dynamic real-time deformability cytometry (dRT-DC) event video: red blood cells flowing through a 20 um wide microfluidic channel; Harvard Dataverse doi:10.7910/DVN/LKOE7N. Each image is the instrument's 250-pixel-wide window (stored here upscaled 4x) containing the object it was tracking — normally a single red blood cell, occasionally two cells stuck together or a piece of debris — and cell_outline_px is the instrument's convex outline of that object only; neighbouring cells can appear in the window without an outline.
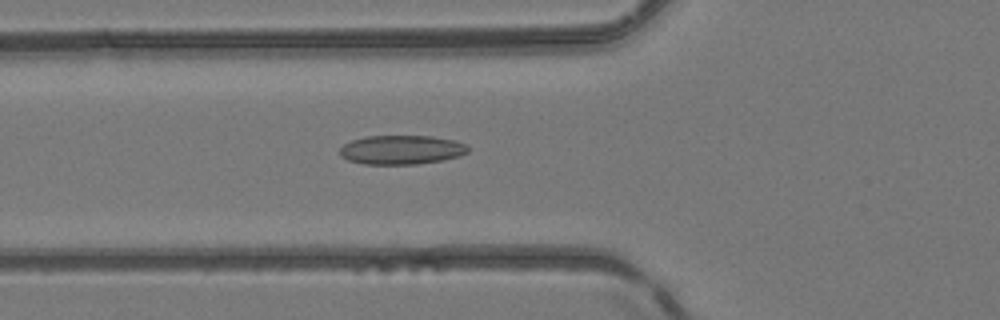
{"species": "common noctule bat (a hibernating species)", "species_latin": "Nyctalus noctula", "temperature_condition": "room temperature", "stored_images_in_passage": 42, "camera_frame_rate_fps": 3000, "um_per_image_px": 0.085, "animal": {"sex": "female", "body_mass_g": 24.6, "forearm_length_mm": 56.2}, "frame": {"image": 1, "passage_image": 11, "time_ms": 3.333, "image_size_px": [1000, 320], "cell_outline_px": [[468, 152], [460, 156], [440, 160], [416, 164], [364, 164], [348, 160], [340, 156], [340, 148], [344, 144], [352, 140], [364, 136], [432, 136], [456, 140], [468, 144]], "centroid_in_image_um": [34.14, 12.72], "position_along_channel_um": 91.7, "area_um2": 21.85}}
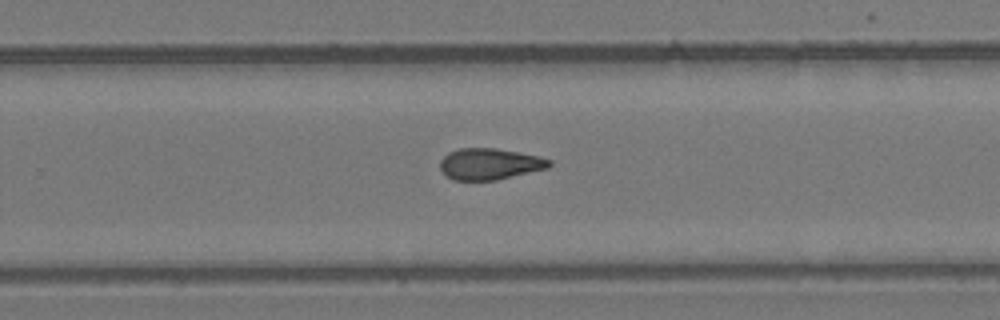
{"frame": {"image": 2, "passage_image": 25, "time_ms": 8.0, "image_size_px": [1000, 320], "cell_outline_px": [[552, 164], [548, 168], [496, 180], [452, 180], [440, 168], [440, 160], [448, 152], [460, 148], [496, 148], [540, 156], [552, 160]], "centroid_in_image_um": [41.64, 13.93], "position_along_channel_um": 288.2, "area_um2": 19.94}}
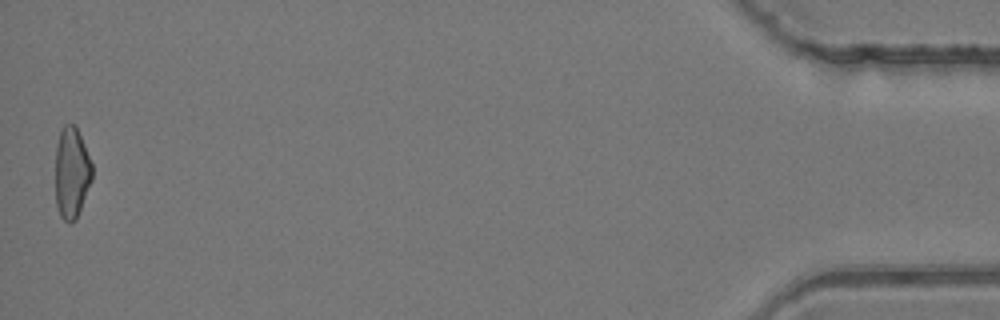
{"frame": {"image": 3, "passage_image": 42, "time_ms": 13.667, "image_size_px": [1000, 320], "cell_outline_px": [[92, 180], [76, 220], [68, 224], [60, 216], [56, 204], [56, 144], [60, 132], [64, 124], [76, 124], [92, 164]], "centroid_in_image_um": [6.09, 14.69], "position_along_channel_um": 429.1, "area_um2": 19.65}, "authors_computed_cell_mechanics": {"area_um2": 20.3745, "velocity_mm_per_s": 4.198, "shape_relaxation_time_tau1_ms": null, "shape_relaxation_time_tau2_ms": 5.9532, "deformation_change_tau1": null, "deformation_change_tau2": 0.1571}}